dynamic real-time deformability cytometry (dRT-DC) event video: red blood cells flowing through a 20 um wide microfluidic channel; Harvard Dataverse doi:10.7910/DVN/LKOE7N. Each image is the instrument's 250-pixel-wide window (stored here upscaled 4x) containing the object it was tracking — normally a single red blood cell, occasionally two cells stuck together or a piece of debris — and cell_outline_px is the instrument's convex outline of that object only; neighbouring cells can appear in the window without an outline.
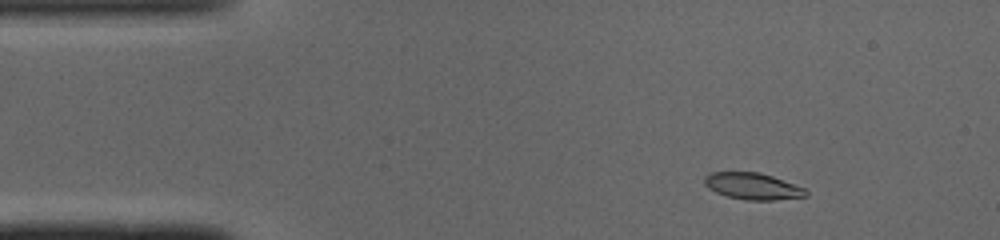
{"species": "common noctule bat (a hibernating species)", "species_latin": "Nyctalus noctula", "temperature_condition": "cold", "stored_images_in_passage": 46, "camera_frame_rate_fps": 3000, "um_per_image_px": 0.085, "animal": {"sex": "male", "body_mass_g": 19.0, "forearm_length_mm": 50.8}, "frame": {"image": 1, "passage_image": 4, "time_ms": 1.0, "image_size_px": [1000, 240], "cell_outline_px": [[808, 196], [772, 200], [744, 200], [728, 196], [716, 192], [708, 188], [704, 184], [704, 176], [712, 172], [760, 172], [772, 176], [804, 188], [808, 192]], "centroid_in_image_um": [63.96, 15.82], "position_along_channel_um": 21.0, "area_um2": 15.66}}
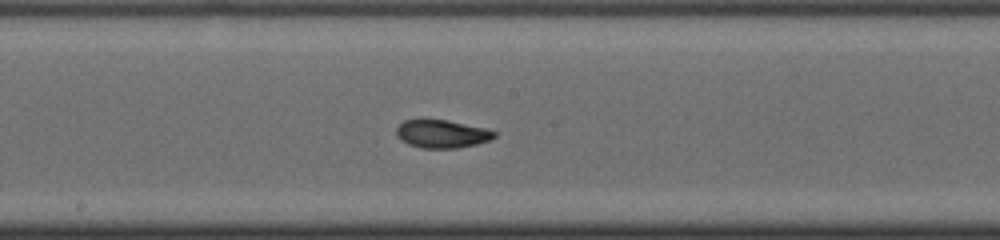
{"frame": {"image": 2, "passage_image": 23, "time_ms": 7.333, "image_size_px": [1000, 240], "cell_outline_px": [[496, 136], [488, 140], [476, 144], [456, 148], [420, 148], [408, 144], [396, 132], [396, 128], [404, 120], [448, 120], [484, 128], [496, 132]], "centroid_in_image_um": [37.57, 11.38], "position_along_channel_um": 210.6, "area_um2": 15.66}}
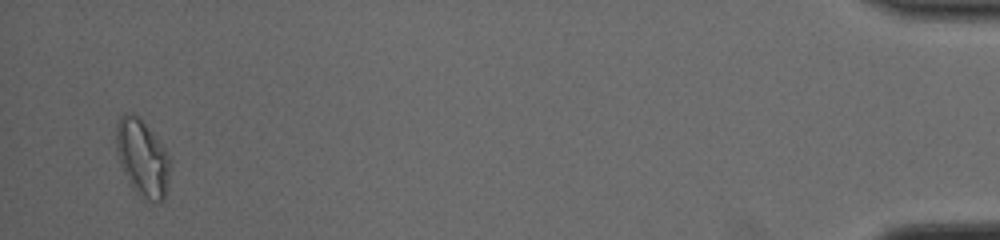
{"frame": {"image": 3, "passage_image": 45, "time_ms": 14.667, "image_size_px": [1000, 240], "cell_outline_px": [[168, 184], [164, 200], [160, 204], [148, 200], [128, 180], [120, 164], [116, 152], [116, 124], [120, 116], [124, 112], [132, 112], [152, 132], [168, 152]], "centroid_in_image_um": [12.08, 13.39], "position_along_channel_um": 423.1, "area_um2": 23.58}, "authors_computed_cell_mechanics": {"area_um2": 16.2129, "velocity_mm_per_s": 4.0951, "shape_relaxation_time_tau1_ms": 3.0485, "shape_relaxation_time_tau2_ms": 1.4607, "deformation_change_tau1": 0.1459, "deformation_change_tau2": 0.0488}}